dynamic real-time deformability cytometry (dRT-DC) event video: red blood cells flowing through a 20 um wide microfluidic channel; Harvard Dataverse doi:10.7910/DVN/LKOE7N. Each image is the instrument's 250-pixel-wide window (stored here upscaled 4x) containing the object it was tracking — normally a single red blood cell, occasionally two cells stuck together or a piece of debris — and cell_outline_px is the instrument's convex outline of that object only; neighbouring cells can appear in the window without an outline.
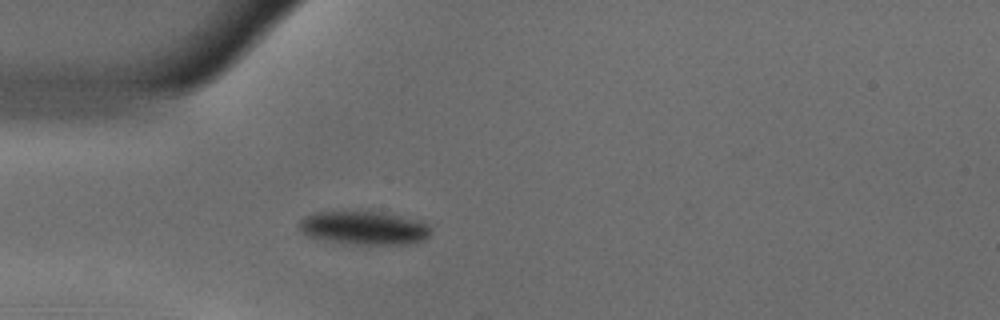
{"species": "common noctule bat (a hibernating species)", "species_latin": "Nyctalus noctula", "temperature_condition": "warm", "stored_images_in_passage": 44, "camera_frame_rate_fps": 3000, "um_per_image_px": 0.085, "animal": {"sex": "male", "body_mass_g": 18.8}, "frame": {"image": 1, "passage_image": 5, "time_ms": 1.333, "image_size_px": [1000, 320], "cell_outline_px": [[428, 236], [424, 240], [404, 244], [352, 244], [324, 240], [308, 236], [300, 232], [296, 224], [300, 220], [316, 212], [380, 212], [420, 220], [428, 224]], "centroid_in_image_um": [30.9, 19.38], "position_along_channel_um": 54.1, "area_um2": 25.43}}
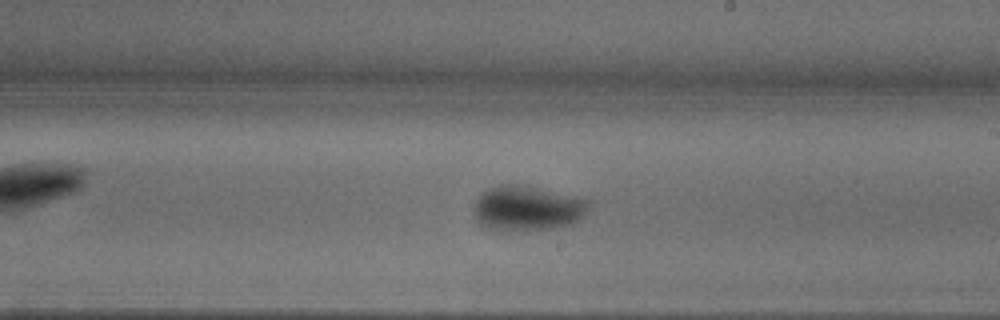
{"frame": {"image": 2, "passage_image": 21, "time_ms": 6.667, "image_size_px": [1000, 320], "cell_outline_px": [[588, 204], [584, 212], [576, 220], [568, 224], [548, 228], [504, 232], [488, 228], [476, 216], [476, 200], [488, 188], [500, 184], [520, 184], [588, 200]], "centroid_in_image_um": [44.76, 17.7], "position_along_channel_um": 244.2, "area_um2": 29.07}}
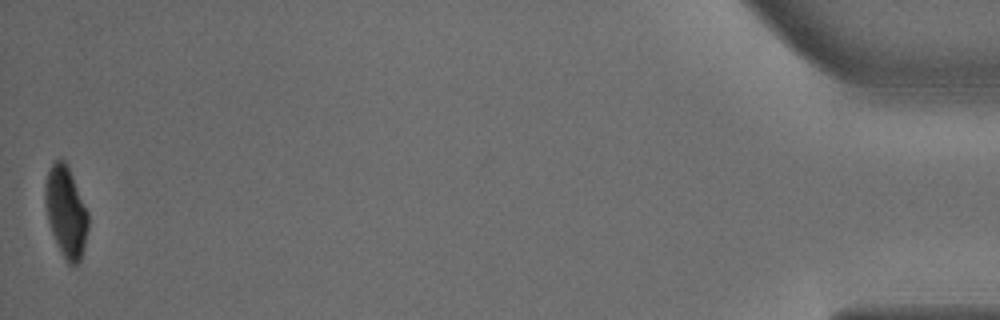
{"frame": {"image": 3, "passage_image": 44, "time_ms": 14.333, "image_size_px": [1000, 320], "cell_outline_px": [[88, 228], [84, 248], [80, 260], [72, 268], [68, 264], [52, 232], [48, 220], [44, 200], [44, 188], [48, 172], [52, 164], [56, 160], [64, 160], [68, 164], [88, 212]], "centroid_in_image_um": [5.61, 17.98], "position_along_channel_um": 429.6, "area_um2": 22.6}, "authors_computed_cell_mechanics": {"area_um2": 27.4839, "velocity_mm_per_s": 3.6688, "shape_relaxation_time_tau1_ms": 4.215, "shape_relaxation_time_tau2_ms": null, "deformation_change_tau1": 0.1699, "deformation_change_tau2": null}}